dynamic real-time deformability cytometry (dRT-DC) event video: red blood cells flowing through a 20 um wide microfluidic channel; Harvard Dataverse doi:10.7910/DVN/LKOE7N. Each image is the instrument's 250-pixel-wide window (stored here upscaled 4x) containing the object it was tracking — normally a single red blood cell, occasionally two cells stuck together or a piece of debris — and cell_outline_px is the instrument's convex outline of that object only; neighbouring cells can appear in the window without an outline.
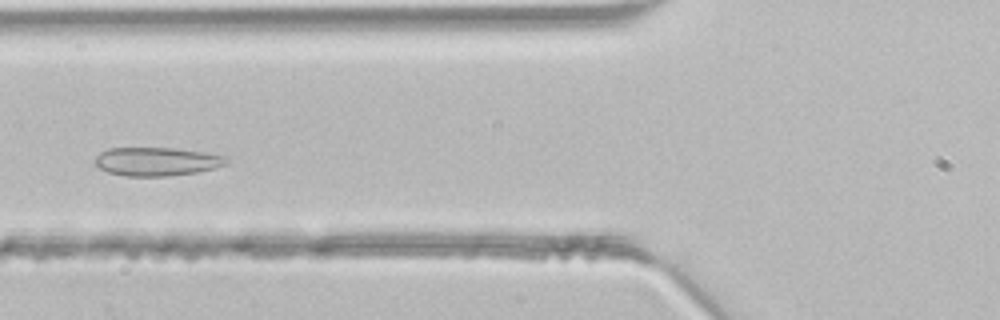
{"species": "common noctule bat (a hibernating species)", "species_latin": "Nyctalus noctula", "temperature_condition": "room temperature", "stored_images_in_passage": 34, "segment_of_instrument_passage": [1, 2], "camera_frame_rate_fps": 3000, "um_per_image_px": 0.085, "animal": {"sex": "male", "body_mass_g": 21.5, "forearm_length_mm": 52.0}, "frame": {"image": 1, "passage_image": 5, "time_ms": 1.333, "image_size_px": [1000, 320], "cell_outline_px": [[228, 160], [224, 164], [212, 168], [196, 172], [168, 176], [124, 176], [108, 172], [100, 168], [96, 164], [96, 156], [100, 152], [108, 148], [172, 148], [204, 152], [224, 156]], "centroid_in_image_um": [13.27, 13.73], "position_along_channel_um": 112.5, "area_um2": 21.56}}
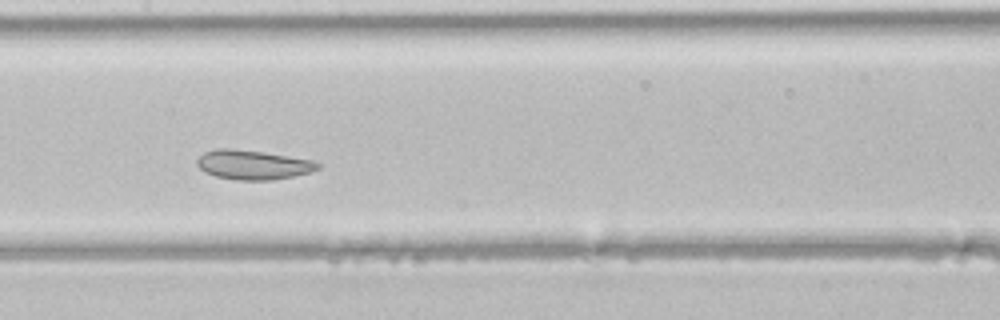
{"frame": {"image": 2, "passage_image": 10, "time_ms": 3.0, "image_size_px": [1000, 320], "cell_outline_px": [[320, 168], [308, 172], [292, 176], [272, 180], [236, 180], [216, 176], [204, 172], [196, 164], [196, 160], [204, 152], [216, 148], [228, 148], [264, 152], [316, 160], [320, 164]], "centroid_in_image_um": [21.5, 14.0], "position_along_channel_um": 185.9, "area_um2": 20.75}}
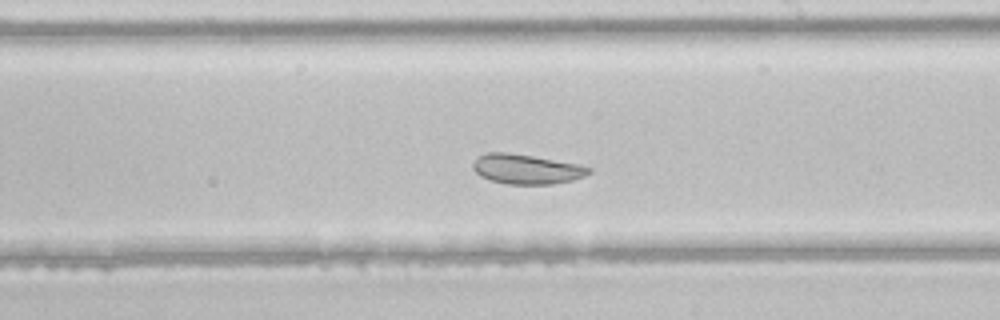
{"frame": {"image": 3, "passage_image": 14, "time_ms": 4.333, "image_size_px": [1000, 320], "cell_outline_px": [[592, 172], [584, 176], [572, 180], [552, 184], [508, 184], [492, 180], [480, 176], [472, 168], [472, 164], [476, 156], [488, 152], [508, 152], [532, 156], [576, 164], [592, 168]], "centroid_in_image_um": [44.71, 14.37], "position_along_channel_um": 244.3, "area_um2": 20.0}}